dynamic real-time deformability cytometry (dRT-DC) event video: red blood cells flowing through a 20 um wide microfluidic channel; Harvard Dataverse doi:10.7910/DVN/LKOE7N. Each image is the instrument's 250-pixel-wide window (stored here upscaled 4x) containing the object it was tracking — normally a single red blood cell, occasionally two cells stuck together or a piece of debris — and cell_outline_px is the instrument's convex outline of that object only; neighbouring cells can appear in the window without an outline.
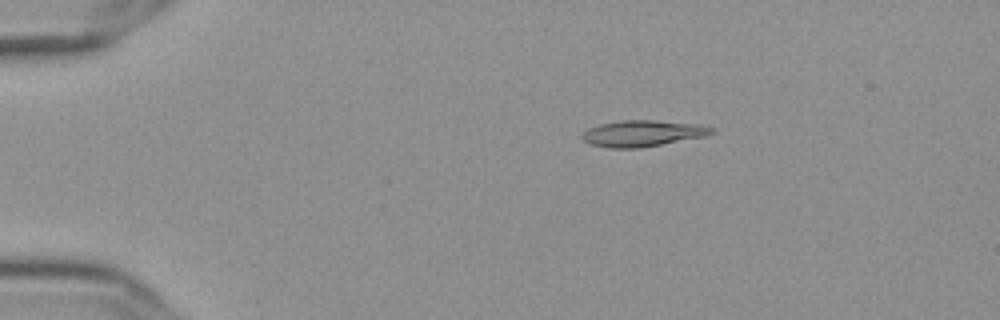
{"species": "Egyptian fruit bat (a non-hibernating species)", "species_latin": "Rousettus aegyptiacus", "temperature_condition": "cold", "stored_images_in_passage": 47, "camera_frame_rate_fps": 3000, "um_per_image_px": 0.085, "frame": {"image": 1, "passage_image": 1, "time_ms": 0.0, "image_size_px": [1000, 320], "cell_outline_px": [[716, 128], [712, 132], [704, 136], [640, 148], [608, 148], [592, 144], [584, 140], [580, 136], [588, 128], [600, 124], [620, 120], [652, 120], [700, 124]], "centroid_in_image_um": [54.61, 11.33], "position_along_channel_um": 30.4, "area_um2": 19.65}}
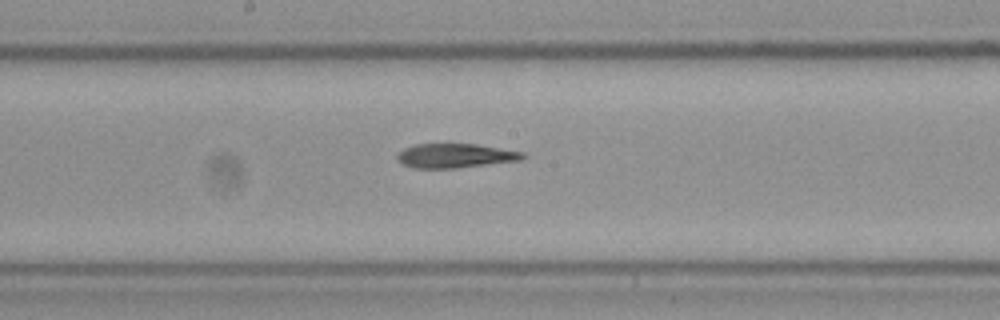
{"frame": {"image": 2, "passage_image": 21, "time_ms": 6.667, "image_size_px": [1000, 320], "cell_outline_px": [[524, 156], [520, 160], [456, 168], [412, 168], [396, 160], [396, 156], [404, 148], [416, 144], [476, 144], [524, 152]], "centroid_in_image_um": [38.66, 13.23], "position_along_channel_um": 209.5, "area_um2": 17.57}}
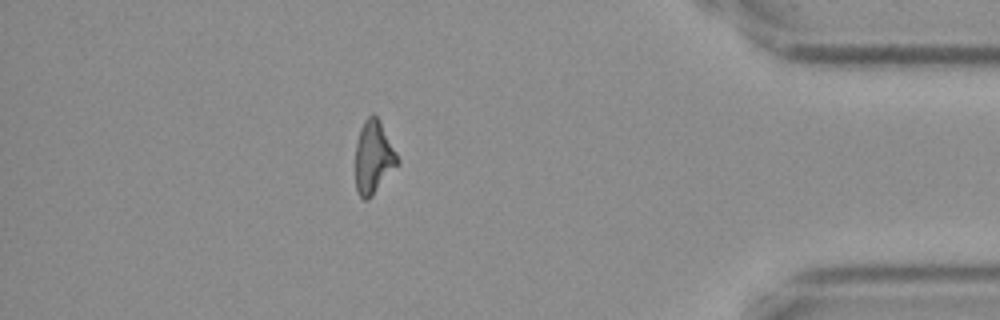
{"frame": {"image": 3, "passage_image": 40, "time_ms": 13.0, "image_size_px": [1000, 320], "cell_outline_px": [[400, 164], [372, 196], [368, 200], [364, 200], [360, 196], [356, 188], [356, 144], [360, 128], [364, 120], [372, 112], [380, 120], [400, 160]], "centroid_in_image_um": [31.77, 13.37], "position_along_channel_um": 403.4, "area_um2": 18.03}, "authors_computed_cell_mechanics": {"area_um2": 18.3226, "velocity_mm_per_s": 3.6357, "shape_relaxation_time_tau1_ms": null, "shape_relaxation_time_tau2_ms": 10.9438, "deformation_change_tau1": null, "deformation_change_tau2": 0.2272}}